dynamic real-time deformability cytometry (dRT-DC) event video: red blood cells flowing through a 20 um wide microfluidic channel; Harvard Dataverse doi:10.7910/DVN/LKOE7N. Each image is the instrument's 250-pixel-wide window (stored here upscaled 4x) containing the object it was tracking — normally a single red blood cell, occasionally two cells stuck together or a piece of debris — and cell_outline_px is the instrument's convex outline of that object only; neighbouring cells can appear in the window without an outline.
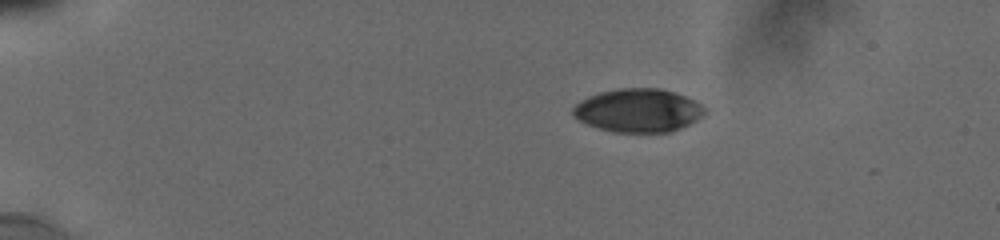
{"species": "human", "species_latin": "Homo sapiens", "temperature_condition": "cold", "stored_images_in_passage": 4, "camera_frame_rate_fps": 3000, "um_per_image_px": 0.085, "donor": {"sex": "male"}, "frame": {"image": 1, "passage_image": 1, "time_ms": 0.0, "image_size_px": [1000, 240], "cell_outline_px": [[704, 116], [680, 128], [668, 132], [612, 132], [596, 128], [572, 116], [572, 108], [580, 100], [588, 96], [600, 92], [620, 88], [660, 88], [684, 96], [700, 104], [704, 108]], "centroid_in_image_um": [54.2, 9.39], "position_along_channel_um": 30.8, "area_um2": 33.18}}